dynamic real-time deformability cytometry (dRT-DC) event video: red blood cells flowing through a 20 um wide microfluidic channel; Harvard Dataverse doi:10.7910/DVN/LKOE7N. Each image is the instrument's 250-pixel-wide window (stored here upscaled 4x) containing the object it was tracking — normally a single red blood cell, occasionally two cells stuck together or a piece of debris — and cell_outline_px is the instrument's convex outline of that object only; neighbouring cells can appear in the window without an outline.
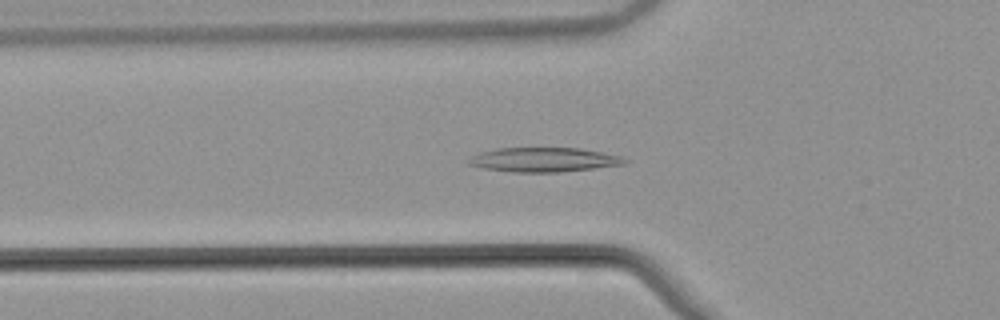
{"species": "common noctule bat (a hibernating species)", "species_latin": "Nyctalus noctula", "temperature_condition": "warm", "stored_images_in_passage": 41, "camera_frame_rate_fps": 3000, "um_per_image_px": 0.085, "animal": {"sex": "male", "body_mass_g": 21.5, "forearm_length_mm": 52.0}, "frame": {"image": 1, "passage_image": 5, "time_ms": 1.333, "image_size_px": [1000, 320], "cell_outline_px": [[632, 160], [628, 164], [596, 168], [560, 172], [512, 172], [480, 168], [468, 164], [468, 160], [472, 156], [480, 152], [496, 148], [580, 148], [620, 156]], "centroid_in_image_um": [46.26, 13.58], "position_along_channel_um": 79.5, "area_um2": 22.37}}
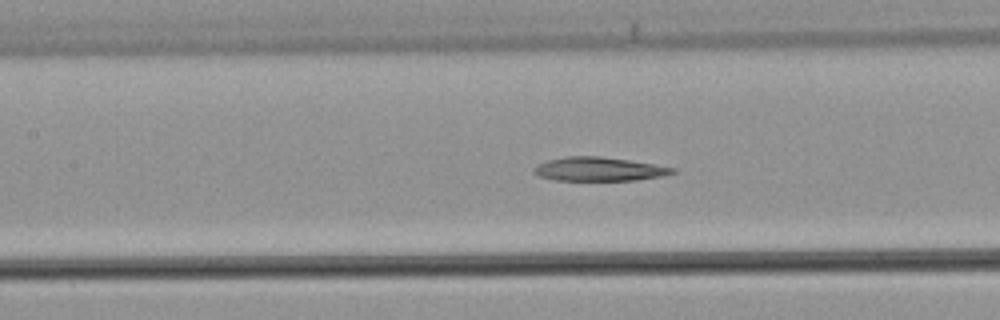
{"frame": {"image": 2, "passage_image": 11, "time_ms": 3.333, "image_size_px": [1000, 320], "cell_outline_px": [[676, 172], [664, 176], [636, 180], [552, 180], [536, 176], [532, 172], [532, 168], [536, 164], [548, 160], [564, 156], [600, 156], [628, 160], [676, 168]], "centroid_in_image_um": [50.84, 14.38], "position_along_channel_um": 156.6, "area_um2": 19.42}}
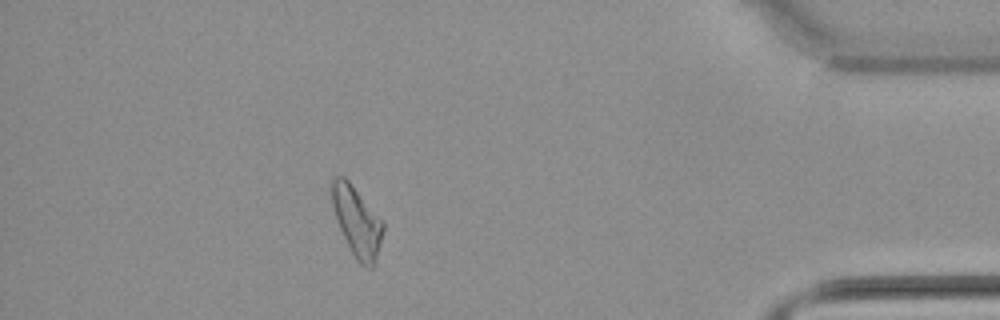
{"frame": {"image": 3, "passage_image": 34, "time_ms": 11.0, "image_size_px": [1000, 320], "cell_outline_px": [[384, 228], [376, 260], [372, 268], [368, 268], [360, 264], [356, 260], [336, 220], [332, 208], [332, 180], [336, 176], [344, 176], [348, 180], [384, 220]], "centroid_in_image_um": [30.36, 18.82], "position_along_channel_um": 404.8, "area_um2": 20.81}}